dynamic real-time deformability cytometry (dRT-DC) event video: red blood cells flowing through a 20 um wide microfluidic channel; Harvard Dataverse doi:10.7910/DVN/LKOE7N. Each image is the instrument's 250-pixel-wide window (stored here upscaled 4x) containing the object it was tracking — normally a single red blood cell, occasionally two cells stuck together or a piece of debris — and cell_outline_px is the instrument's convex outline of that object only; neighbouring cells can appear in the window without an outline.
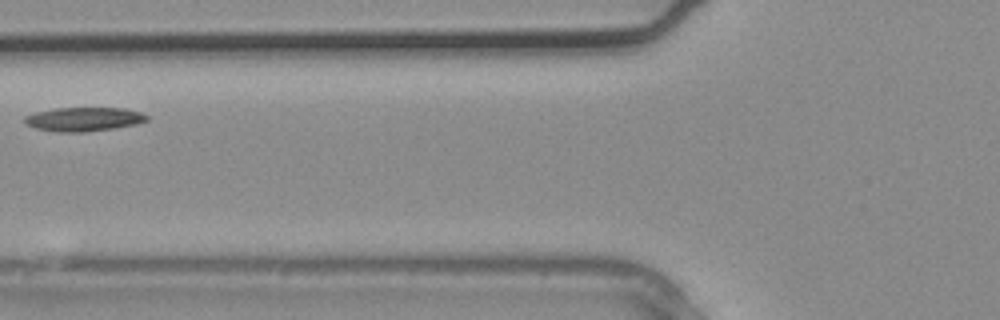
{"species": "common noctule bat (a hibernating species)", "species_latin": "Nyctalus noctula", "temperature_condition": "warm", "stored_images_in_passage": 2, "camera_frame_rate_fps": 3000, "um_per_image_px": 0.085, "animal": {"sex": "male", "body_mass_g": 20.4}, "frame": {"image": 1, "passage_image": 2, "time_ms": 0.333, "image_size_px": [1000, 320], "cell_outline_px": [[148, 120], [136, 124], [116, 128], [84, 132], [56, 132], [36, 128], [24, 124], [24, 116], [36, 112], [56, 108], [124, 108], [140, 112], [148, 116]], "centroid_in_image_um": [7.11, 10.13], "position_along_channel_um": 118.7, "area_um2": 17.11}}